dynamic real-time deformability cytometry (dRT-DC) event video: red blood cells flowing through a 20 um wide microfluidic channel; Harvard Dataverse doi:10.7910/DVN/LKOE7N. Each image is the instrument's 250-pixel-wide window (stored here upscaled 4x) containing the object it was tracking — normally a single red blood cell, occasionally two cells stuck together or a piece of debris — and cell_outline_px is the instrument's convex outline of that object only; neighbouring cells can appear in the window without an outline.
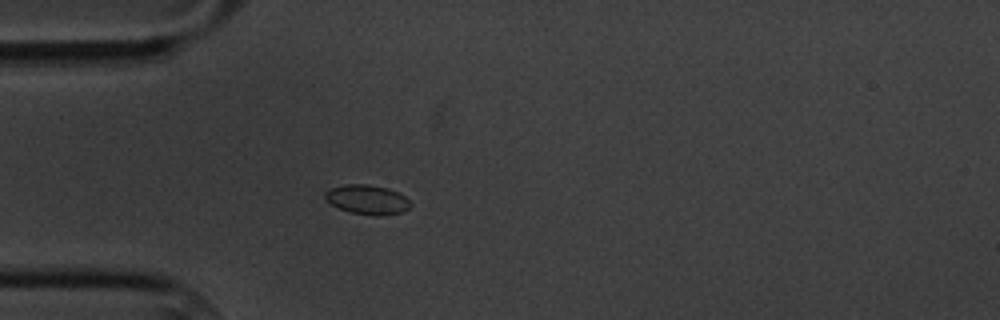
{"species": "common noctule bat (a hibernating species)", "species_latin": "Nyctalus noctula", "temperature_condition": "cold", "stored_images_in_passage": 44, "camera_frame_rate_fps": 3000, "um_per_image_px": 0.085, "animal": {"sex": "male", "body_mass_g": 20.1, "forearm_length_mm": 53.5}, "frame": {"image": 1, "passage_image": 1, "time_ms": 0.0, "image_size_px": [1000, 320], "cell_outline_px": [[412, 204], [408, 208], [400, 212], [384, 216], [376, 216], [348, 212], [332, 204], [324, 196], [324, 192], [328, 188], [344, 184], [368, 184], [388, 188], [404, 196]], "centroid_in_image_um": [31.19, 16.96], "position_along_channel_um": 53.8, "area_um2": 14.68}}
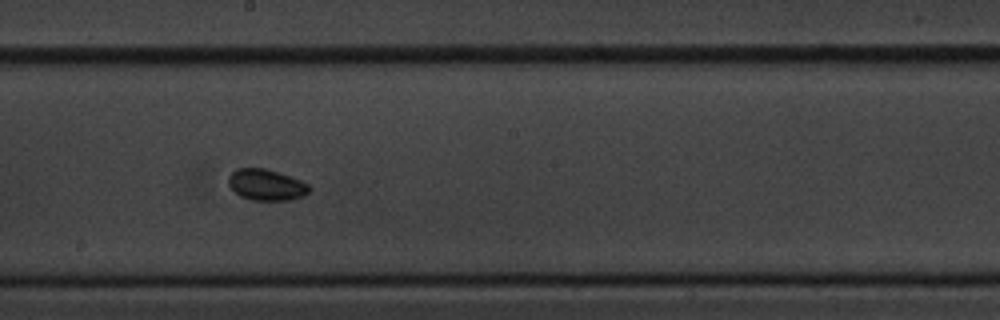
{"frame": {"image": 2, "passage_image": 17, "time_ms": 5.333, "image_size_px": [1000, 320], "cell_outline_px": [[312, 188], [304, 196], [288, 200], [252, 200], [240, 196], [228, 184], [228, 176], [236, 168], [264, 168], [300, 180], [308, 184]], "centroid_in_image_um": [22.63, 15.71], "position_along_channel_um": 225.6, "area_um2": 14.57}}
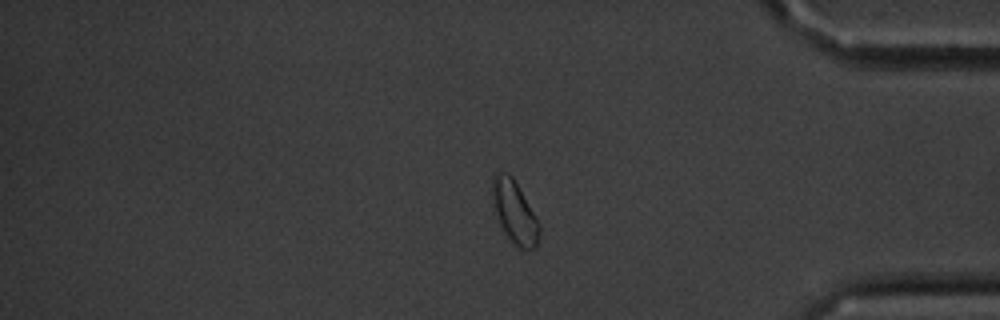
{"frame": {"image": 3, "passage_image": 34, "time_ms": 11.0, "image_size_px": [1000, 320], "cell_outline_px": [[540, 236], [536, 248], [520, 248], [512, 244], [504, 232], [496, 216], [492, 196], [492, 176], [496, 172], [504, 172], [512, 176], [540, 224]], "centroid_in_image_um": [43.73, 18.04], "position_along_channel_um": 391.5, "area_um2": 17.05}}